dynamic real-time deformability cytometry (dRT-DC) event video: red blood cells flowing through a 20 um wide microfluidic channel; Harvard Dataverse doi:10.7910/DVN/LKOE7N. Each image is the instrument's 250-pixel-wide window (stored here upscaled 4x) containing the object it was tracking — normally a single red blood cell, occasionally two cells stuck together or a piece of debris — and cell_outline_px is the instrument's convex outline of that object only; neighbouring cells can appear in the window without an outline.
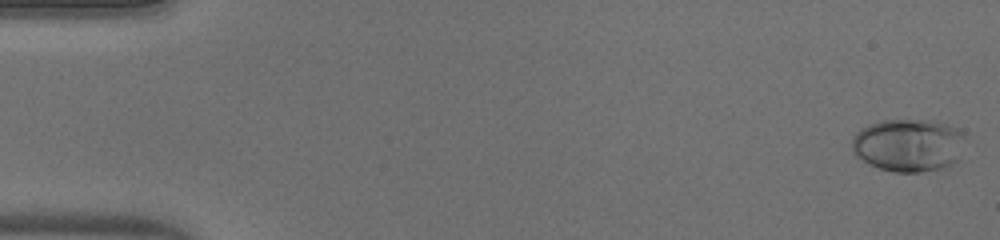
{"species": "human", "species_latin": "Homo sapiens", "temperature_condition": "warm", "stored_images_in_passage": 50, "camera_frame_rate_fps": 3000, "um_per_image_px": 0.085, "donor": {"sex": "male"}, "frame": {"image": 1, "passage_image": 1, "time_ms": 0.0, "image_size_px": [1000, 240], "cell_outline_px": [[964, 136], [956, 160], [940, 168], [920, 172], [896, 172], [880, 168], [868, 164], [856, 156], [852, 152], [852, 136], [860, 128], [868, 124], [880, 120], [936, 120], [948, 124], [964, 132]], "centroid_in_image_um": [77.15, 12.31], "position_along_channel_um": 7.9, "area_um2": 34.85}}
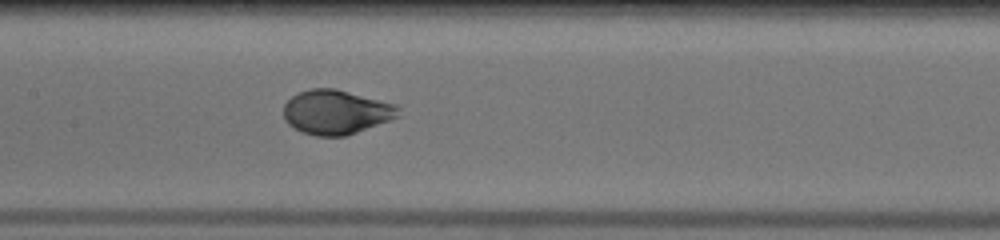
{"frame": {"image": 2, "passage_image": 25, "time_ms": 8.0, "image_size_px": [1000, 240], "cell_outline_px": [[400, 116], [356, 132], [344, 136], [316, 136], [304, 132], [288, 124], [284, 120], [284, 104], [292, 96], [300, 92], [312, 88], [336, 88], [396, 104], [400, 108]], "centroid_in_image_um": [28.58, 9.51], "position_along_channel_um": 178.8, "area_um2": 29.54}}
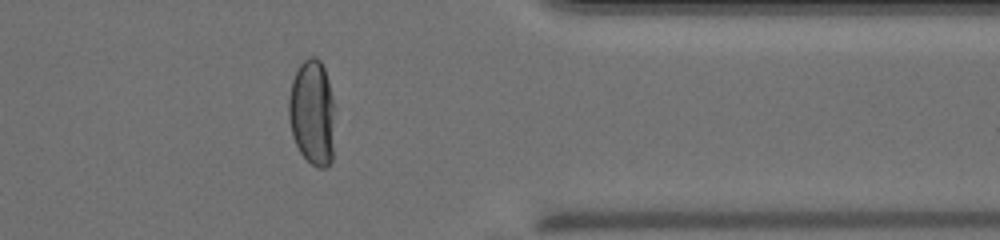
{"frame": {"image": 3, "passage_image": 41, "time_ms": 13.333, "image_size_px": [1000, 240], "cell_outline_px": [[332, 160], [324, 168], [316, 168], [300, 152], [292, 136], [288, 116], [288, 96], [292, 80], [296, 68], [308, 56], [316, 56], [320, 60], [324, 68], [328, 80], [332, 96]], "centroid_in_image_um": [26.49, 9.53], "position_along_channel_um": 384.9, "area_um2": 28.15}, "authors_computed_cell_mechanics": {"area_um2": 30.2872, "velocity_mm_per_s": 4.0889, "shape_relaxation_time_tau1_ms": 4.23, "shape_relaxation_time_tau2_ms": null, "deformation_change_tau1": 0.2381, "deformation_change_tau2": null}}